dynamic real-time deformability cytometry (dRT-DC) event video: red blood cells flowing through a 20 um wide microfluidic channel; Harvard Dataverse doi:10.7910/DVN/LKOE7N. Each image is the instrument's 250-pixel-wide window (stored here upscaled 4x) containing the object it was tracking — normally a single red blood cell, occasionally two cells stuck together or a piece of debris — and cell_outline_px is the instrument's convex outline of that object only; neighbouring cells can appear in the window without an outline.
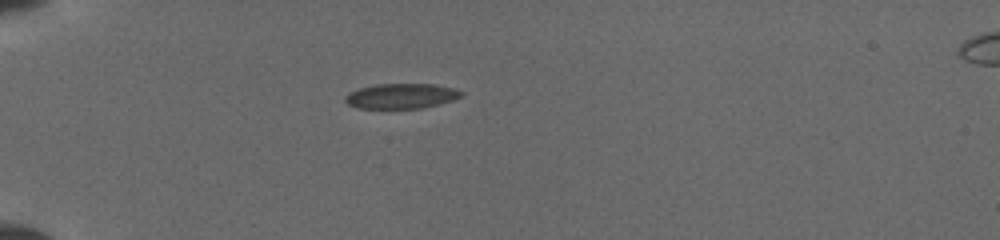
{"species": "common noctule bat (a hibernating species)", "species_latin": "Nyctalus noctula", "temperature_condition": "cold", "stored_images_in_passage": 14, "camera_frame_rate_fps": 3000, "um_per_image_px": 0.085, "animal": {"sex": "female", "body_mass_g": 19.5, "forearm_length_mm": 54.1}, "frame": {"image": 1, "passage_image": 1, "time_ms": 0.0, "image_size_px": [1000, 240], "cell_outline_px": [[464, 92], [460, 96], [452, 100], [420, 108], [360, 108], [348, 104], [344, 100], [344, 96], [348, 92], [360, 88], [376, 84], [432, 84], [452, 88]], "centroid_in_image_um": [34.05, 8.15], "position_along_channel_um": 51.0, "area_um2": 16.7}}
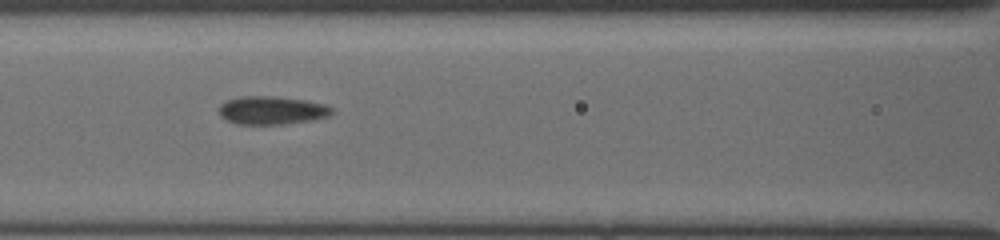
{"frame": {"image": 2, "passage_image": 8, "time_ms": 3.0, "image_size_px": [1000, 240], "cell_outline_px": [[332, 112], [328, 116], [316, 120], [284, 124], [236, 124], [220, 116], [220, 104], [224, 100], [240, 96], [276, 96], [304, 100], [328, 104], [332, 108]], "centroid_in_image_um": [23.12, 9.37], "position_along_channel_um": 143.5, "area_um2": 18.79}}
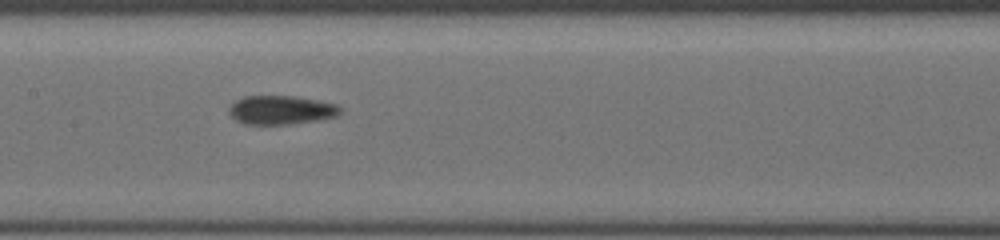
{"frame": {"image": 3, "passage_image": 11, "time_ms": 4.0, "image_size_px": [1000, 240], "cell_outline_px": [[340, 112], [336, 116], [316, 120], [288, 124], [244, 124], [236, 120], [228, 112], [232, 104], [236, 100], [244, 96], [296, 96], [336, 104], [340, 108]], "centroid_in_image_um": [23.86, 9.34], "position_along_channel_um": 183.5, "area_um2": 18.44}}